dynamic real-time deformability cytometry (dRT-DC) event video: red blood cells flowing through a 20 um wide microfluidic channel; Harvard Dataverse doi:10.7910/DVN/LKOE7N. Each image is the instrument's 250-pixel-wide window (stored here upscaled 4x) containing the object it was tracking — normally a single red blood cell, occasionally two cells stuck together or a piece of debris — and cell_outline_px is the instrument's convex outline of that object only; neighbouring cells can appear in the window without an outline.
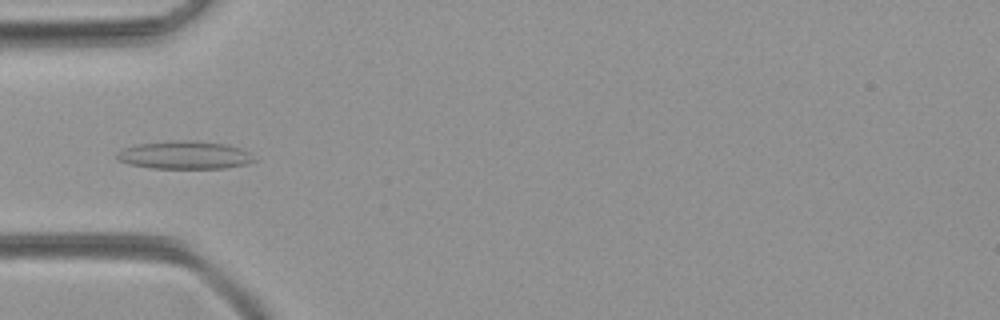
{"species": "common noctule bat (a hibernating species)", "species_latin": "Nyctalus noctula", "temperature_condition": "room temperature", "stored_images_in_passage": 40, "camera_frame_rate_fps": 3000, "um_per_image_px": 0.085, "animal": {"sex": "female", "body_mass_g": 21.9}, "frame": {"image": 1, "passage_image": 6, "time_ms": 1.667, "image_size_px": [1000, 320], "cell_outline_px": [[256, 160], [248, 164], [224, 168], [152, 168], [128, 164], [116, 160], [116, 152], [124, 148], [136, 144], [168, 140], [196, 140], [228, 144], [240, 148], [248, 152]], "centroid_in_image_um": [15.66, 13.17], "position_along_channel_um": 69.3, "area_um2": 22.72}}
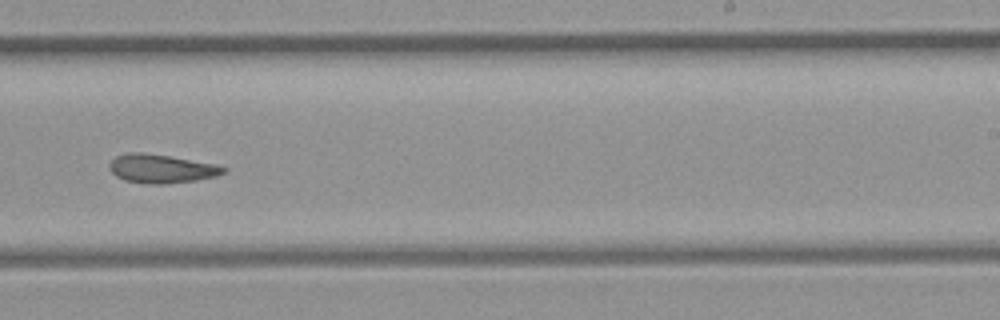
{"frame": {"image": 2, "passage_image": 21, "time_ms": 6.667, "image_size_px": [1000, 320], "cell_outline_px": [[228, 168], [224, 172], [216, 176], [196, 180], [164, 184], [148, 184], [124, 180], [116, 176], [108, 168], [108, 164], [116, 156], [128, 152], [140, 152], [168, 156], [216, 164]], "centroid_in_image_um": [13.69, 14.34], "position_along_channel_um": 275.3, "area_um2": 19.02}}
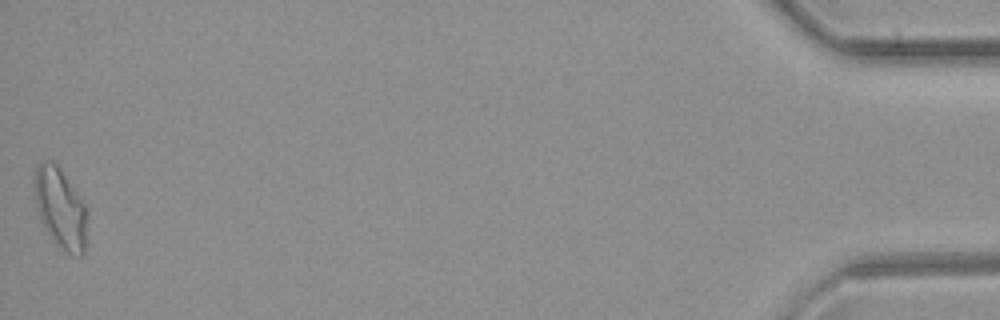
{"frame": {"image": 3, "passage_image": 40, "time_ms": 13.0, "image_size_px": [1000, 320], "cell_outline_px": [[88, 216], [84, 252], [80, 256], [72, 256], [56, 244], [48, 232], [40, 216], [36, 204], [36, 168], [40, 160], [56, 164], [84, 204]], "centroid_in_image_um": [5.18, 17.76], "position_along_channel_um": 430.0, "area_um2": 23.81}}